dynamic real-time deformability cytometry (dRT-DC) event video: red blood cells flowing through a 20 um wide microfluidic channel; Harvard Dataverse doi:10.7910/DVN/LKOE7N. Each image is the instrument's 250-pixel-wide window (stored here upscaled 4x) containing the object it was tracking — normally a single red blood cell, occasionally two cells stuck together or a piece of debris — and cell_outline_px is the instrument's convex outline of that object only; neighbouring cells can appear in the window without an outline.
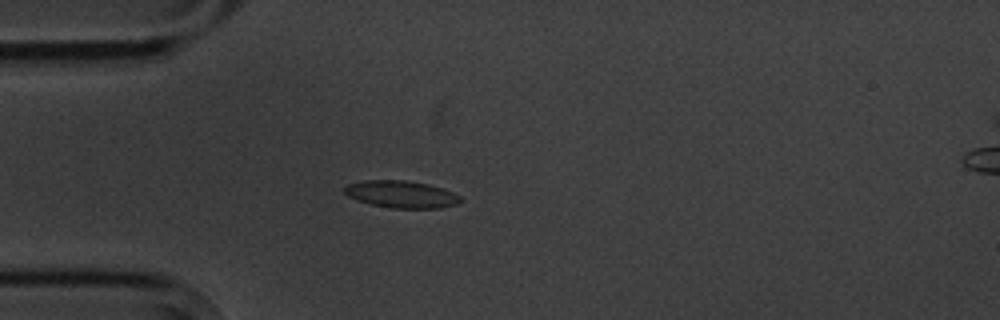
{"species": "common noctule bat (a hibernating species)", "species_latin": "Nyctalus noctula", "temperature_condition": "cold", "stored_images_in_passage": 5, "camera_frame_rate_fps": 3000, "um_per_image_px": 0.085, "animal": {"sex": "male", "body_mass_g": 20.1, "forearm_length_mm": 53.5}, "frame": {"image": 1, "passage_image": 4, "time_ms": 3.667, "image_size_px": [1000, 320], "cell_outline_px": [[464, 200], [460, 204], [440, 208], [392, 208], [372, 204], [356, 200], [348, 196], [344, 192], [344, 188], [348, 184], [364, 180], [408, 180], [428, 184], [444, 188], [460, 196]], "centroid_in_image_um": [34.16, 16.51], "position_along_channel_um": 50.8, "area_um2": 18.55}}